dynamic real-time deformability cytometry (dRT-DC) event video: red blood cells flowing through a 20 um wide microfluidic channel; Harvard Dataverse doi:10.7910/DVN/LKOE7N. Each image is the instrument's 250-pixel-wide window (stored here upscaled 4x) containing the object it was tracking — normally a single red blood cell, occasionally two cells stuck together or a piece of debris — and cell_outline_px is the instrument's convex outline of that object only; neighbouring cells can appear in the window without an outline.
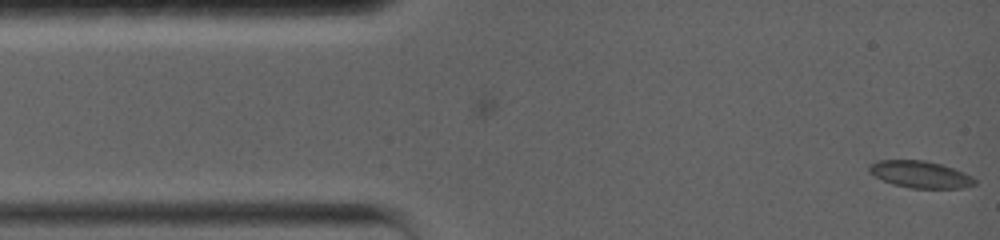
{"species": "common noctule bat (a hibernating species)", "species_latin": "Nyctalus noctula", "temperature_condition": "warm", "stored_images_in_passage": 73, "camera_frame_rate_fps": 5000, "um_per_image_px": 0.085, "animal": {"sex": "female", "body_mass_g": 19.0, "forearm_length_mm": 56.7}, "frame": {"image": 1, "passage_image": 1, "time_ms": 0.0, "image_size_px": [1000, 240], "cell_outline_px": [[976, 184], [960, 188], [912, 188], [892, 184], [868, 172], [868, 164], [876, 160], [924, 160], [940, 164], [964, 172], [972, 176], [976, 180]], "centroid_in_image_um": [78.2, 14.81], "position_along_channel_um": 6.8, "area_um2": 16.53}}
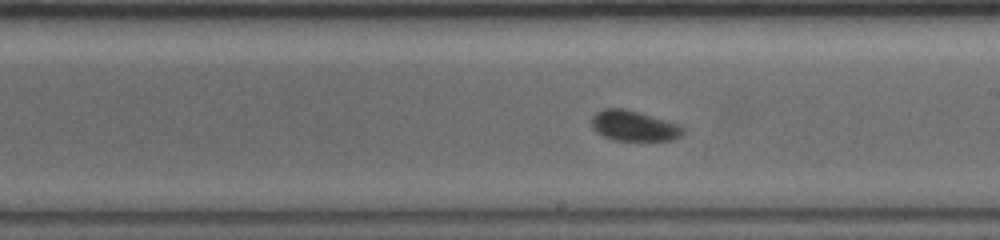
{"frame": {"image": 2, "passage_image": 42, "time_ms": 8.2, "image_size_px": [1000, 240], "cell_outline_px": [[684, 132], [680, 136], [672, 140], [612, 140], [604, 136], [592, 124], [592, 116], [596, 112], [604, 108], [624, 108], [680, 124], [684, 128]], "centroid_in_image_um": [53.92, 10.69], "position_along_channel_um": 235.1, "area_um2": 15.95}}
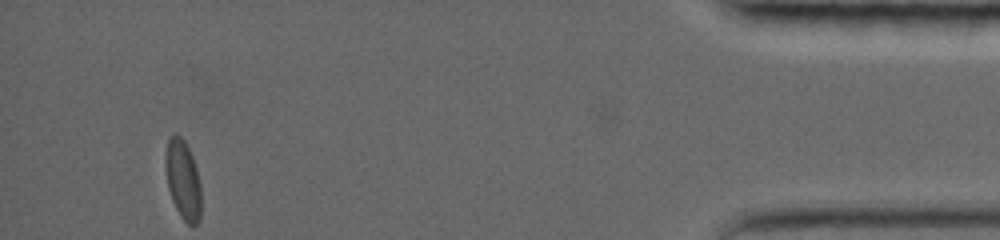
{"frame": {"image": 3, "passage_image": 73, "time_ms": 14.4, "image_size_px": [1000, 240], "cell_outline_px": [[200, 216], [196, 224], [188, 224], [184, 220], [176, 208], [172, 196], [168, 180], [168, 144], [172, 136], [176, 136], [184, 144], [192, 160], [196, 172], [200, 192]], "centroid_in_image_um": [15.6, 15.43], "position_along_channel_um": 419.6, "area_um2": 14.45}, "authors_computed_cell_mechanics": {"area_um2": 15.895, "velocity_mm_per_s": 3.7522, "shape_relaxation_time_tau1_ms": 4.5433, "shape_relaxation_time_tau2_ms": null, "deformation_change_tau1": 0.1207, "deformation_change_tau2": null}}